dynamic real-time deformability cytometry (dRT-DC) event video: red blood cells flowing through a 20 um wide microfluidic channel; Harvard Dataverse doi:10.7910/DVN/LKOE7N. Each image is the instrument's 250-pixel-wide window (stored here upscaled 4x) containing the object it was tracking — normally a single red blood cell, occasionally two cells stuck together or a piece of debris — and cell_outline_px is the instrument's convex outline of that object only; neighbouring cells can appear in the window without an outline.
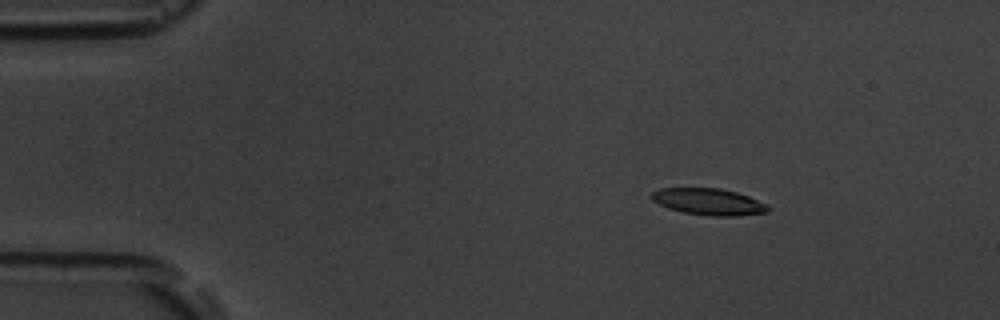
{"species": "common noctule bat (a hibernating species)", "species_latin": "Nyctalus noctula", "temperature_condition": "room temperature", "stored_images_in_passage": 7, "camera_frame_rate_fps": 3000, "um_per_image_px": 0.085, "animal": {"sex": "male", "body_mass_g": 19.5, "forearm_length_mm": 54.6}, "frame": {"image": 1, "passage_image": 2, "time_ms": 1.333, "image_size_px": [1000, 320], "cell_outline_px": [[772, 208], [768, 212], [736, 216], [712, 216], [684, 212], [668, 208], [652, 200], [648, 196], [652, 192], [660, 188], [720, 188], [736, 192], [748, 196]], "centroid_in_image_um": [60.21, 17.14], "position_along_channel_um": 24.8, "area_um2": 17.98}}
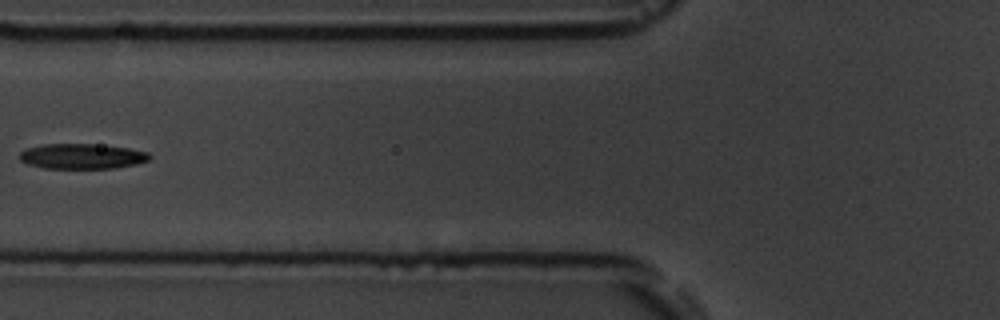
{"frame": {"image": 2, "passage_image": 6, "time_ms": 6.0, "image_size_px": [1000, 320], "cell_outline_px": [[152, 156], [148, 160], [136, 164], [112, 168], [44, 168], [28, 164], [20, 160], [20, 152], [28, 148], [44, 144], [92, 144], [128, 148], [148, 152]], "centroid_in_image_um": [6.97, 13.28], "position_along_channel_um": 118.8, "area_um2": 18.9}}
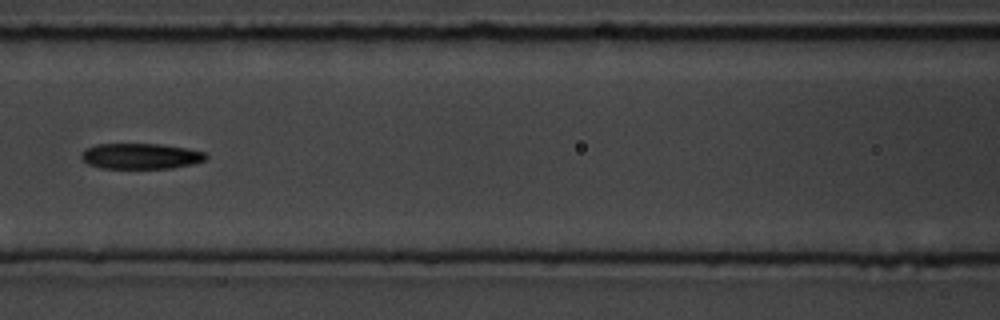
{"frame": {"image": 3, "passage_image": 7, "time_ms": 7.0, "image_size_px": [1000, 320], "cell_outline_px": [[208, 156], [204, 160], [192, 164], [172, 168], [100, 168], [88, 164], [80, 156], [88, 148], [96, 144], [160, 144], [184, 148], [204, 152]], "centroid_in_image_um": [11.96, 13.27], "position_along_channel_um": 154.6, "area_um2": 18.38}}